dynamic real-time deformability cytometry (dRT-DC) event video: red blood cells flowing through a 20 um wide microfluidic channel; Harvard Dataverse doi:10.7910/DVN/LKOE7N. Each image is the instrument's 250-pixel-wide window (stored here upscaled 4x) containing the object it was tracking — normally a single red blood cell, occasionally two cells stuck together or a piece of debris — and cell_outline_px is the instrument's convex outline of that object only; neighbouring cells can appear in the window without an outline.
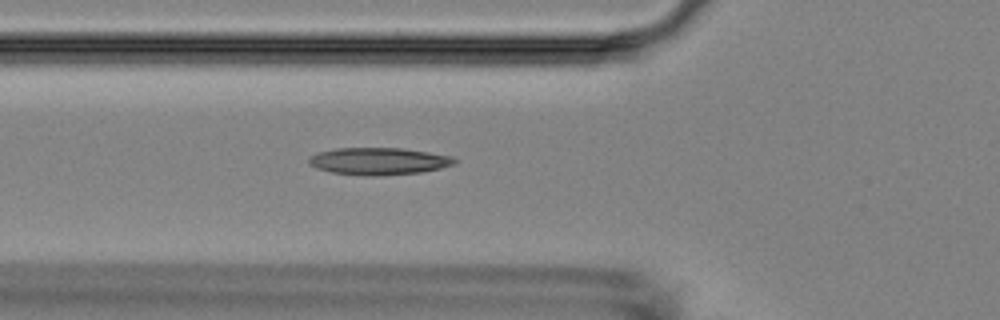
{"species": "Egyptian fruit bat (a non-hibernating species)", "species_latin": "Rousettus aegyptiacus", "temperature_condition": "room temperature", "stored_images_in_passage": 52, "camera_frame_rate_fps": 3000, "um_per_image_px": 0.085, "animal": {"sex": "female"}, "frame": {"image": 1, "passage_image": 18, "time_ms": 5.667, "image_size_px": [1000, 320], "cell_outline_px": [[456, 164], [440, 168], [420, 172], [376, 176], [368, 176], [332, 172], [316, 168], [308, 164], [308, 156], [316, 152], [336, 148], [400, 148], [428, 152], [452, 156], [456, 160]], "centroid_in_image_um": [32.14, 13.69], "position_along_channel_um": 93.7, "area_um2": 23.12}}
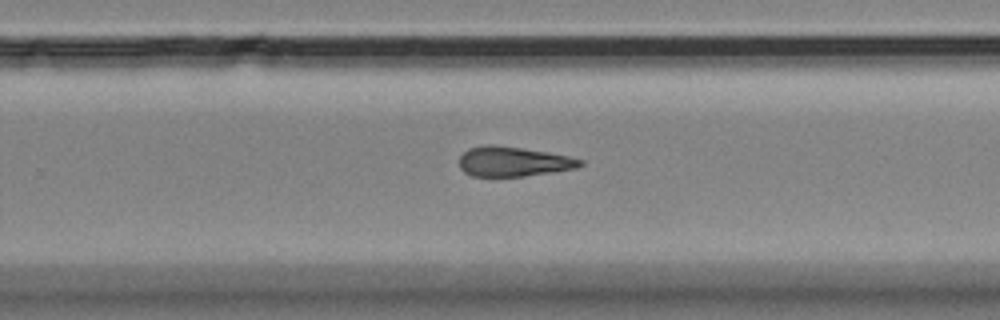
{"frame": {"image": 2, "passage_image": 34, "time_ms": 11.0, "image_size_px": [1000, 320], "cell_outline_px": [[584, 164], [576, 168], [524, 176], [472, 176], [464, 172], [460, 168], [460, 156], [468, 148], [484, 144], [492, 144], [548, 152], [568, 156], [584, 160]], "centroid_in_image_um": [43.61, 13.72], "position_along_channel_um": 286.2, "area_um2": 20.92}}
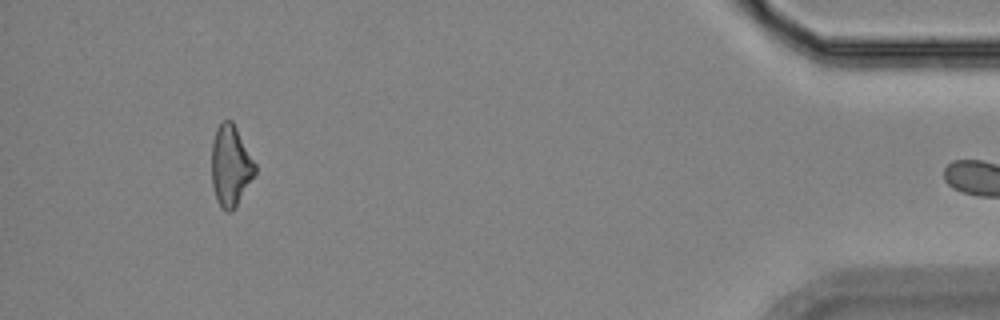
{"frame": {"image": 3, "passage_image": 50, "time_ms": 16.333, "image_size_px": [1000, 320], "cell_outline_px": [[256, 172], [232, 212], [224, 212], [216, 200], [212, 184], [212, 140], [216, 128], [224, 120], [232, 120], [256, 164]], "centroid_in_image_um": [19.59, 14.1], "position_along_channel_um": 415.6, "area_um2": 20.4}, "authors_computed_cell_mechanics": {"area_um2": 21.3282, "velocity_mm_per_s": 3.6015, "shape_relaxation_time_tau1_ms": 8.0557, "shape_relaxation_time_tau2_ms": 3.1895, "deformation_change_tau1": 0.1874, "deformation_change_tau2": 0.1356}}